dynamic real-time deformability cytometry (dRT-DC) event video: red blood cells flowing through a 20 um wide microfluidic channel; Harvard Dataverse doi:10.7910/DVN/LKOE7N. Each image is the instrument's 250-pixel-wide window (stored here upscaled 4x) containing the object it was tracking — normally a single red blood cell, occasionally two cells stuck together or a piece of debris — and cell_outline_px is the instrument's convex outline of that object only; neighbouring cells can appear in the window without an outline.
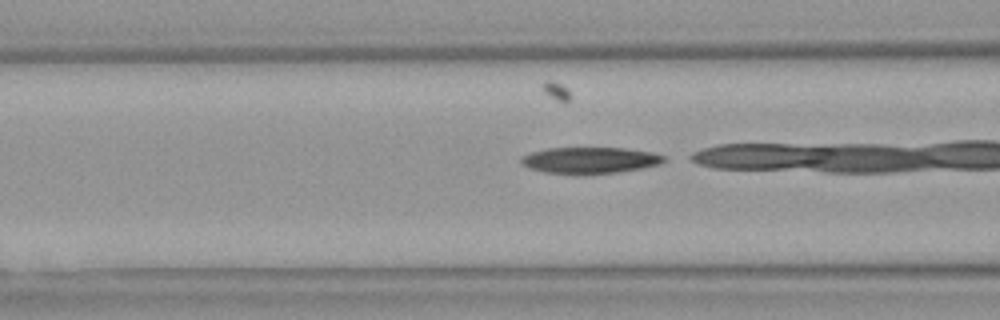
{"species": "Egyptian fruit bat (a non-hibernating species)", "species_latin": "Rousettus aegyptiacus", "temperature_condition": "warm", "stored_images_in_passage": 27, "camera_frame_rate_fps": 3000, "um_per_image_px": 0.085, "animal": {"sex": "female"}, "frame": {"image": 1, "passage_image": 17, "time_ms": 5.333, "image_size_px": [1000, 320], "cell_outline_px": [[668, 160], [660, 164], [644, 168], [616, 172], [580, 176], [576, 176], [544, 172], [528, 168], [520, 164], [520, 156], [532, 152], [548, 148], [624, 148], [652, 152], [668, 156]], "centroid_in_image_um": [50.14, 13.65], "position_along_channel_um": 116.5, "area_um2": 22.66}}